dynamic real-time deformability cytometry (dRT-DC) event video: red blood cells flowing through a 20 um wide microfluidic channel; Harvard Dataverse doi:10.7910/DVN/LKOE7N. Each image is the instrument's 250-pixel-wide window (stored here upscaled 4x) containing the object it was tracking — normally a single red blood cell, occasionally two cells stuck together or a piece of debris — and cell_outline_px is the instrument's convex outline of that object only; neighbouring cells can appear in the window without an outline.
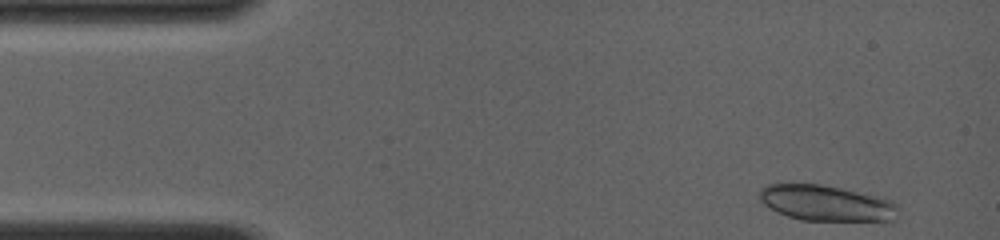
{"species": "common noctule bat (a hibernating species)", "species_latin": "Nyctalus noctula", "temperature_condition": "room temperature", "stored_images_in_passage": 4, "camera_frame_rate_fps": 4000, "um_per_image_px": 0.085, "animal": {"sex": "female", "body_mass_g": 19.0, "forearm_length_mm": 56.7}, "frame": {"image": 1, "passage_image": 1, "time_ms": 0.0, "image_size_px": [1000, 240], "cell_outline_px": [[900, 204], [896, 220], [892, 224], [800, 220], [776, 212], [768, 208], [756, 196], [760, 188], [768, 184], [820, 184], [880, 196], [892, 200]], "centroid_in_image_um": [70.37, 17.33], "position_along_channel_um": 14.6, "area_um2": 30.58}}
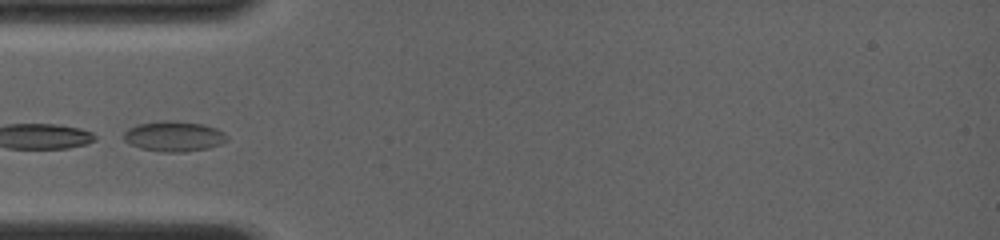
{"frame": {"image": 2, "passage_image": 4, "time_ms": 3.75, "image_size_px": [1000, 240], "cell_outline_px": [[228, 140], [220, 144], [208, 148], [184, 152], [164, 152], [140, 148], [124, 140], [124, 132], [128, 128], [136, 124], [164, 120], [176, 120], [204, 124], [216, 128], [224, 132], [228, 136]], "centroid_in_image_um": [14.8, 11.57], "position_along_channel_um": 70.2, "area_um2": 18.38}}